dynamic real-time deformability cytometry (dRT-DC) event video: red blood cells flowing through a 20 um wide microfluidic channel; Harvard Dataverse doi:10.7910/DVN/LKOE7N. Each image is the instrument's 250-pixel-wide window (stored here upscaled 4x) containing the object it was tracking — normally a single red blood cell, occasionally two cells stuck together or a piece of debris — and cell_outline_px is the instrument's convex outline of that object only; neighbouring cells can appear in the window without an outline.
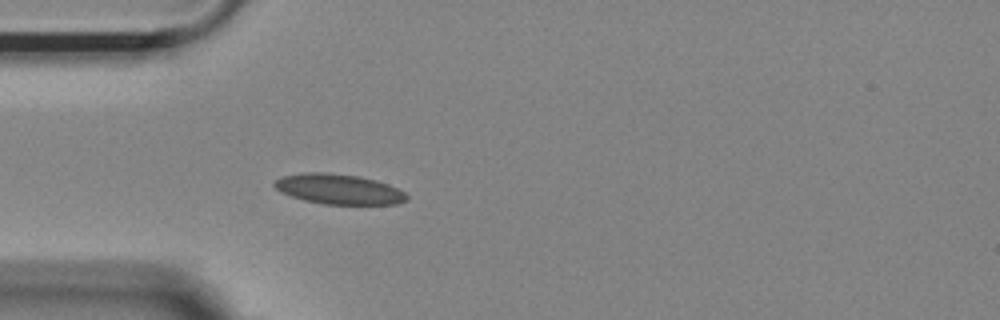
{"species": "Egyptian fruit bat (a non-hibernating species)", "species_latin": "Rousettus aegyptiacus", "temperature_condition": "room temperature", "stored_images_in_passage": 40, "camera_frame_rate_fps": 3000, "um_per_image_px": 0.085, "animal": {"sex": "female"}, "frame": {"image": 1, "passage_image": 1, "time_ms": 0.0, "image_size_px": [1000, 320], "cell_outline_px": [[408, 200], [396, 204], [324, 204], [304, 200], [280, 192], [272, 184], [280, 176], [304, 172], [324, 172], [360, 176], [376, 180], [388, 184], [404, 192], [408, 196]], "centroid_in_image_um": [28.78, 16.07], "position_along_channel_um": 56.2, "area_um2": 23.29}}
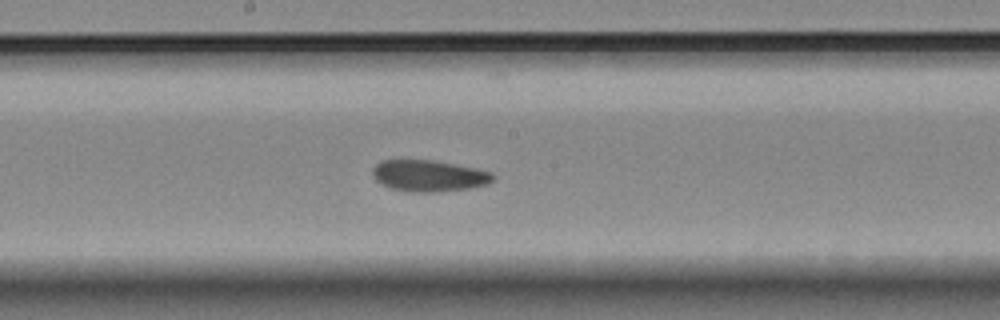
{"frame": {"image": 2, "passage_image": 14, "time_ms": 4.333, "image_size_px": [1000, 320], "cell_outline_px": [[496, 176], [488, 184], [472, 188], [432, 192], [412, 192], [392, 188], [380, 184], [372, 176], [372, 168], [380, 160], [432, 160], [476, 168], [492, 172]], "centroid_in_image_um": [36.45, 14.94], "position_along_channel_um": 211.8, "area_um2": 22.14}}
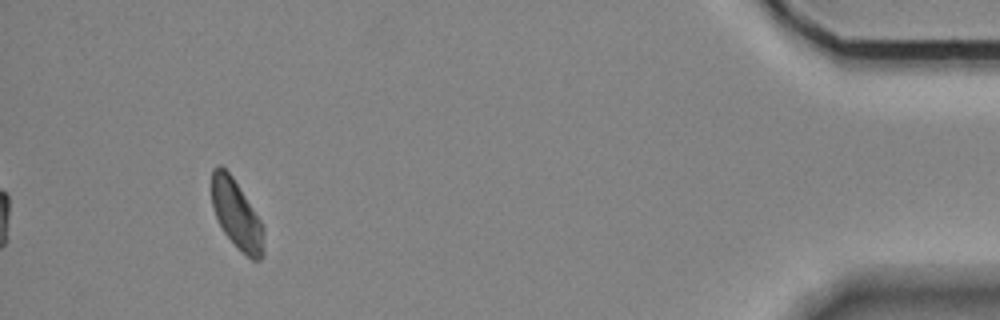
{"frame": {"image": 3, "passage_image": 36, "time_ms": 11.667, "image_size_px": [1000, 320], "cell_outline_px": [[264, 256], [260, 260], [252, 260], [224, 232], [216, 216], [212, 204], [212, 168], [216, 164], [220, 164], [232, 176], [260, 220], [264, 228]], "centroid_in_image_um": [20.12, 18.21], "position_along_channel_um": 415.1, "area_um2": 20.46}}